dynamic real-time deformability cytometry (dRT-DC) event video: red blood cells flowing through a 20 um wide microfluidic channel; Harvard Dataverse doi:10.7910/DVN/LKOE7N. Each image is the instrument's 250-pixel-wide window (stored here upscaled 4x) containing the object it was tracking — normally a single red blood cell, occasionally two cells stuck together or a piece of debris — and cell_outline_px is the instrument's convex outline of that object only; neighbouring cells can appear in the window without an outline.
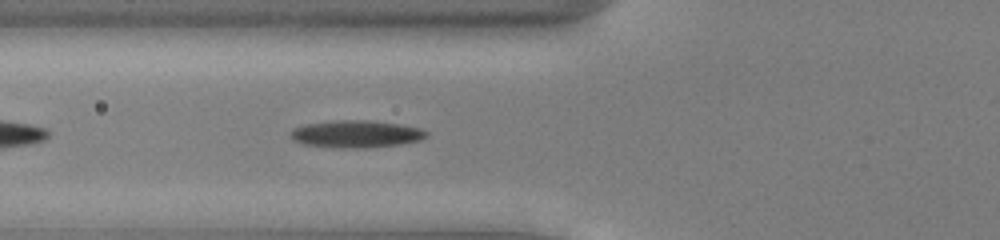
{"species": "common noctule bat (a hibernating species)", "species_latin": "Nyctalus noctula", "temperature_condition": "cold", "stored_images_in_passage": 36, "camera_frame_rate_fps": 3000, "um_per_image_px": 0.085, "animal": {"sex": "male", "body_mass_g": 13.0, "forearm_length_mm": 53.1}, "frame": {"image": 1, "passage_image": 6, "time_ms": 1.667, "image_size_px": [1000, 240], "cell_outline_px": [[428, 136], [420, 140], [400, 144], [364, 148], [344, 148], [304, 144], [292, 140], [292, 128], [304, 124], [336, 120], [368, 120], [400, 124], [420, 128], [428, 132]], "centroid_in_image_um": [30.28, 11.38], "position_along_channel_um": 95.5, "area_um2": 21.56}}
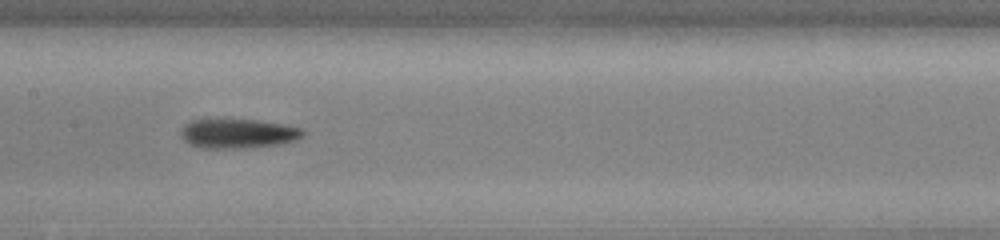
{"frame": {"image": 2, "passage_image": 13, "time_ms": 4.0, "image_size_px": [1000, 240], "cell_outline_px": [[304, 136], [296, 140], [280, 144], [236, 148], [200, 148], [184, 140], [180, 136], [180, 132], [184, 124], [192, 120], [260, 120], [284, 124], [304, 128]], "centroid_in_image_um": [20.26, 11.34], "position_along_channel_um": 187.1, "area_um2": 20.87}}
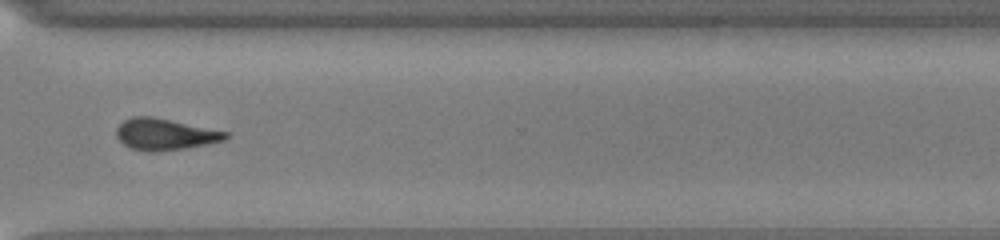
{"frame": {"image": 3, "passage_image": 26, "time_ms": 8.333, "image_size_px": [1000, 240], "cell_outline_px": [[228, 136], [224, 140], [184, 148], [152, 152], [132, 148], [124, 144], [116, 136], [116, 128], [124, 120], [132, 116], [152, 116], [228, 132]], "centroid_in_image_um": [13.98, 11.4], "position_along_channel_um": 356.6, "area_um2": 19.65}, "authors_computed_cell_mechanics": {"area_um2": 20.4901, "velocity_mm_per_s": 3.9104, "shape_relaxation_time_tau1_ms": 3.2532, "shape_relaxation_time_tau2_ms": 5.43, "deformation_change_tau1": 0.137, "deformation_change_tau2": 0.1721}}